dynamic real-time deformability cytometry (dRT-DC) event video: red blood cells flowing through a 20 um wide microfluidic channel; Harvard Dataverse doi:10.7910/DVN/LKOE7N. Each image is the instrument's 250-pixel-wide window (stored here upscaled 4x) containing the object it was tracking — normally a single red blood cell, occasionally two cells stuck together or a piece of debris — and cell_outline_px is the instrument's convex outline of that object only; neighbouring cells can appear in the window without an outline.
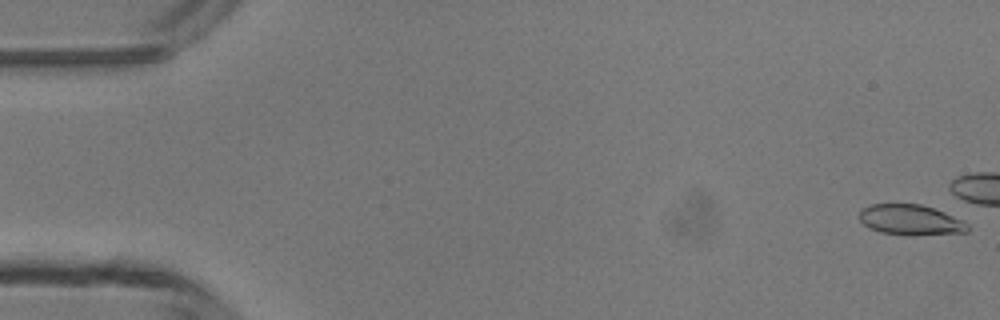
{"species": "common noctule bat (a hibernating species)", "species_latin": "Nyctalus noctula", "temperature_condition": "room temperature", "stored_images_in_passage": 6, "camera_frame_rate_fps": 3000, "um_per_image_px": 0.085, "animal": {"sex": "male", "body_mass_g": 13.3}, "frame": {"image": 1, "passage_image": 1, "time_ms": 0.0, "image_size_px": [1000, 320], "cell_outline_px": [[968, 232], [912, 236], [908, 236], [880, 232], [868, 228], [860, 220], [860, 208], [872, 204], [920, 204], [944, 212], [964, 220], [968, 224]], "centroid_in_image_um": [77.39, 18.7], "position_along_channel_um": 7.6, "area_um2": 19.42}}